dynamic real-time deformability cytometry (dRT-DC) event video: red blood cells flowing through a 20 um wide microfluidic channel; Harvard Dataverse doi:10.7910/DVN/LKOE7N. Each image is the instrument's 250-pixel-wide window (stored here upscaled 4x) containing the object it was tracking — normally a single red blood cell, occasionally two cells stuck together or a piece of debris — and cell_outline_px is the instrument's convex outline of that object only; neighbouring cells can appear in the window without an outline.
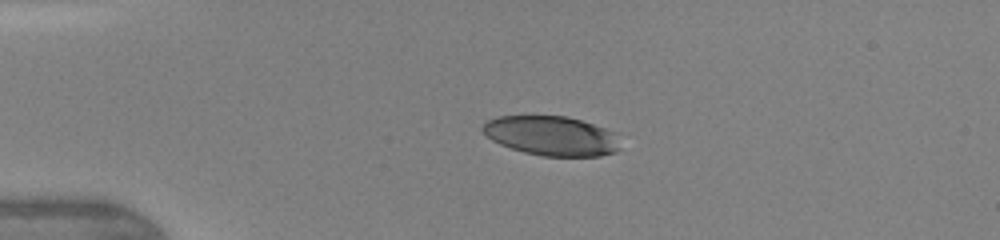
{"species": "human", "species_latin": "Homo sapiens", "temperature_condition": "warm", "stored_images_in_passage": 36, "camera_frame_rate_fps": 3000, "um_per_image_px": 0.085, "donor": {"sex": "female"}, "frame": {"image": 1, "passage_image": 1, "time_ms": 0.0, "image_size_px": [1000, 240], "cell_outline_px": [[620, 148], [616, 152], [600, 156], [544, 156], [524, 152], [500, 144], [492, 140], [480, 128], [488, 120], [496, 116], [568, 116], [604, 128], [612, 132]], "centroid_in_image_um": [46.85, 11.54], "position_along_channel_um": 38.2, "area_um2": 31.33}}
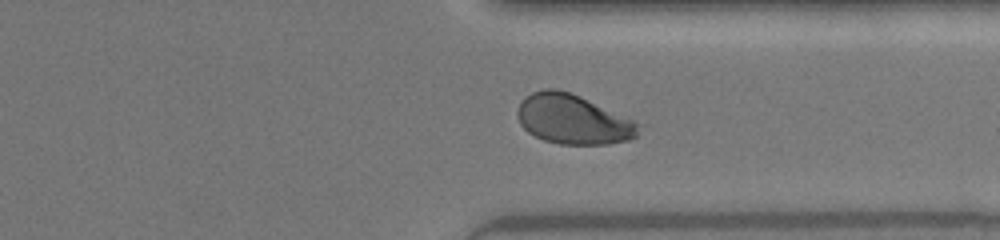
{"frame": {"image": 2, "passage_image": 26, "time_ms": 8.333, "image_size_px": [1000, 240], "cell_outline_px": [[636, 136], [628, 140], [608, 144], [560, 144], [544, 140], [528, 132], [520, 124], [516, 116], [516, 112], [524, 96], [532, 92], [544, 88], [556, 88], [580, 96], [632, 120], [636, 124]], "centroid_in_image_um": [48.61, 10.14], "position_along_channel_um": 362.8, "area_um2": 34.51}}
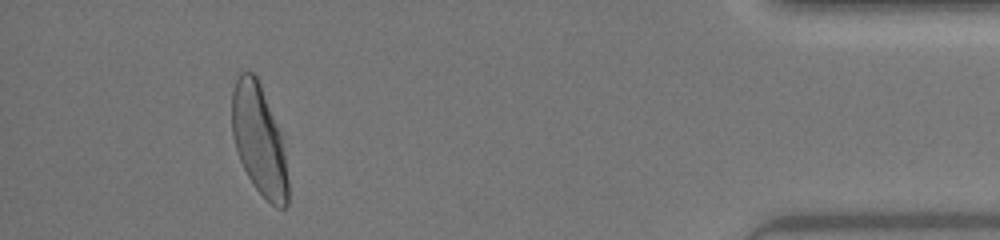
{"frame": {"image": 3, "passage_image": 33, "time_ms": 10.667, "image_size_px": [1000, 240], "cell_outline_px": [[288, 204], [284, 208], [276, 208], [256, 188], [248, 176], [240, 160], [232, 136], [232, 92], [236, 76], [240, 72], [252, 72], [256, 76], [260, 84], [280, 132], [284, 152], [288, 180]], "centroid_in_image_um": [22.01, 11.89], "position_along_channel_um": 413.2, "area_um2": 35.6}, "authors_computed_cell_mechanics": {"area_um2": 35.5759, "velocity_mm_per_s": 4.3981, "shape_relaxation_time_tau1_ms": 3.7071, "shape_relaxation_time_tau2_ms": null, "deformation_change_tau1": 0.2003, "deformation_change_tau2": null}}